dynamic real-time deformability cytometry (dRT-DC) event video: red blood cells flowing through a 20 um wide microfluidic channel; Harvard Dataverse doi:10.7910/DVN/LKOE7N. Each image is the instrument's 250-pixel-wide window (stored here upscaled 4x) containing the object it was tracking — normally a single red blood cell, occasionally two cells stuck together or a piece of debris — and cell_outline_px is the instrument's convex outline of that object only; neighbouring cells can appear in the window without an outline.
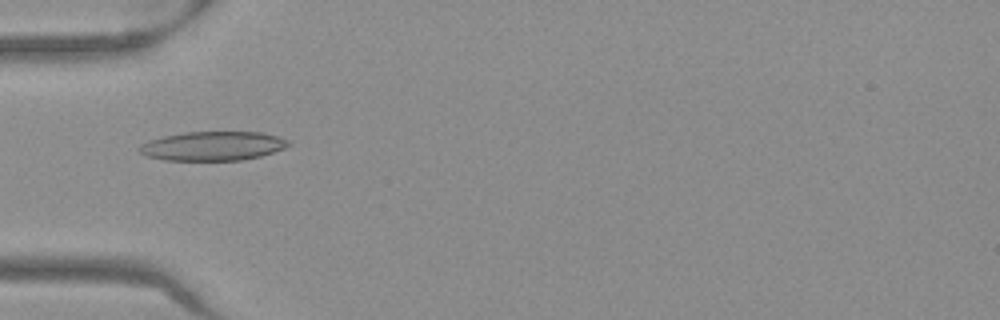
{"species": "Egyptian fruit bat (a non-hibernating species)", "species_latin": "Rousettus aegyptiacus", "temperature_condition": "warm", "stored_images_in_passage": 47, "camera_frame_rate_fps": 3000, "um_per_image_px": 0.085, "frame": {"image": 1, "passage_image": 13, "time_ms": 4.0, "image_size_px": [1000, 320], "cell_outline_px": [[292, 144], [284, 148], [260, 156], [240, 160], [164, 160], [144, 156], [136, 148], [140, 144], [164, 136], [184, 132], [260, 132], [276, 136], [288, 140]], "centroid_in_image_um": [18.05, 12.41], "position_along_channel_um": 66.9, "area_um2": 25.2}}
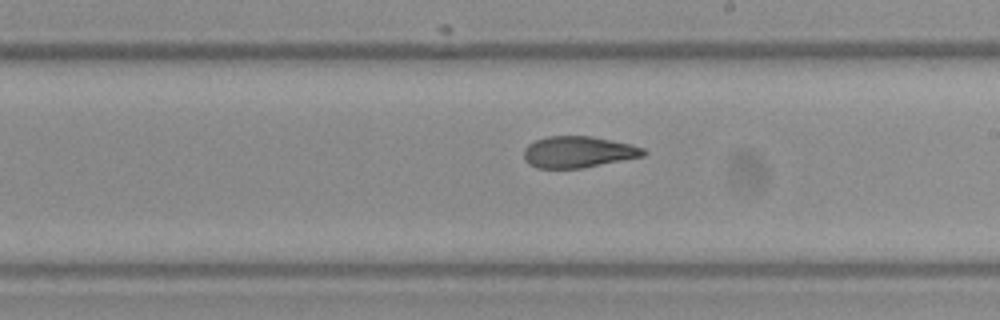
{"frame": {"image": 2, "passage_image": 26, "time_ms": 8.333, "image_size_px": [1000, 320], "cell_outline_px": [[648, 152], [644, 156], [584, 168], [536, 168], [528, 164], [524, 160], [524, 148], [528, 144], [536, 140], [548, 136], [592, 136], [632, 144], [644, 148]], "centroid_in_image_um": [49.16, 12.92], "position_along_channel_um": 239.8, "area_um2": 22.14}}
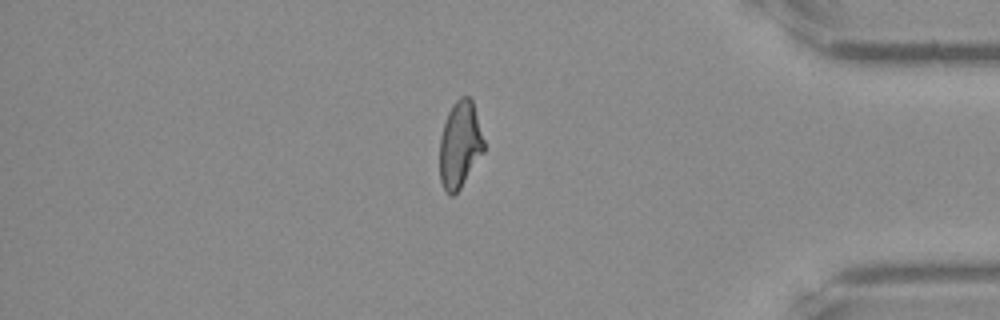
{"frame": {"image": 3, "passage_image": 40, "time_ms": 13.0, "image_size_px": [1000, 320], "cell_outline_px": [[484, 152], [460, 188], [452, 196], [448, 196], [440, 180], [440, 136], [448, 112], [452, 104], [460, 96], [468, 96], [472, 100], [484, 140]], "centroid_in_image_um": [39.08, 12.3], "position_along_channel_um": 396.1, "area_um2": 22.25}, "authors_computed_cell_mechanics": {"area_um2": 22.7732, "velocity_mm_per_s": 3.9797, "shape_relaxation_time_tau1_ms": null, "shape_relaxation_time_tau2_ms": 2.2103, "deformation_change_tau1": null, "deformation_change_tau2": 0.1062}}